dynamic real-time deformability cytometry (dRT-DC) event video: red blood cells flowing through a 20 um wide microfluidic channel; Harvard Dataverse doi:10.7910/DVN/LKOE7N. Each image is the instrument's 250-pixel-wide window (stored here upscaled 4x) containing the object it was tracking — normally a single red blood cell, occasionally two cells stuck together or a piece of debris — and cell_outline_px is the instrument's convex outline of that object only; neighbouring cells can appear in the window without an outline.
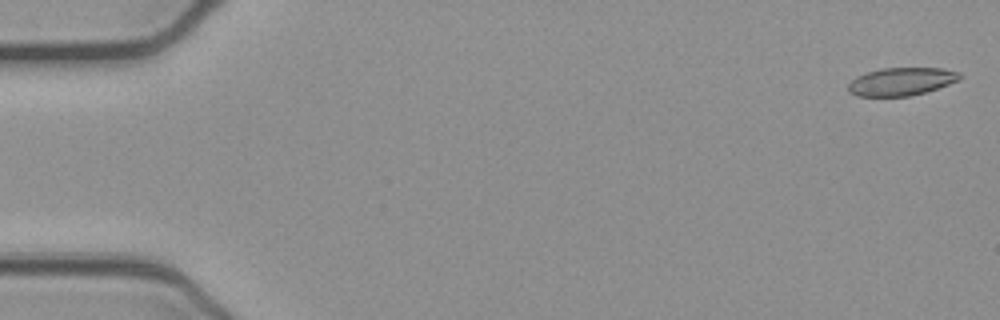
{"species": "common noctule bat (a hibernating species)", "species_latin": "Nyctalus noctula", "temperature_condition": "cold", "stored_images_in_passage": 14, "camera_frame_rate_fps": 3000, "um_per_image_px": 0.085, "animal": {"sex": "female", "body_mass_g": 21.9}, "frame": {"image": 1, "passage_image": 1, "time_ms": 0.0, "image_size_px": [1000, 320], "cell_outline_px": [[964, 76], [960, 80], [924, 92], [908, 96], [856, 96], [848, 92], [848, 84], [856, 76], [880, 68], [940, 68], [960, 72]], "centroid_in_image_um": [76.61, 6.92], "position_along_channel_um": 8.4, "area_um2": 18.15}}